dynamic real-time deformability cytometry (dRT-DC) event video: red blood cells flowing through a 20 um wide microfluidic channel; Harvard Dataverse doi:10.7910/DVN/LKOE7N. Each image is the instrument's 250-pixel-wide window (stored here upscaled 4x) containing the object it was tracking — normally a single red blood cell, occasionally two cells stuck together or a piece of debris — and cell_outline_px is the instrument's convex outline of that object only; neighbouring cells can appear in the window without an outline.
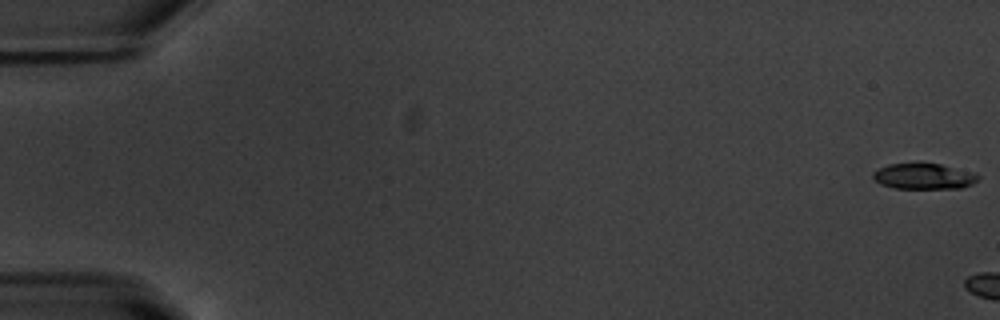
{"species": "common noctule bat (a hibernating species)", "species_latin": "Nyctalus noctula", "temperature_condition": "warm", "stored_images_in_passage": 5, "camera_frame_rate_fps": 3000, "um_per_image_px": 0.085, "animal": {"sex": "male", "body_mass_g": 20.1, "forearm_length_mm": 53.5}, "frame": {"image": 1, "passage_image": 1, "time_ms": 0.0, "image_size_px": [1000, 320], "cell_outline_px": [[980, 176], [972, 184], [960, 188], [892, 188], [880, 184], [872, 176], [872, 172], [888, 164], [916, 160], [920, 160], [940, 164], [976, 172]], "centroid_in_image_um": [78.5, 14.93], "position_along_channel_um": 6.5, "area_um2": 16.47}}